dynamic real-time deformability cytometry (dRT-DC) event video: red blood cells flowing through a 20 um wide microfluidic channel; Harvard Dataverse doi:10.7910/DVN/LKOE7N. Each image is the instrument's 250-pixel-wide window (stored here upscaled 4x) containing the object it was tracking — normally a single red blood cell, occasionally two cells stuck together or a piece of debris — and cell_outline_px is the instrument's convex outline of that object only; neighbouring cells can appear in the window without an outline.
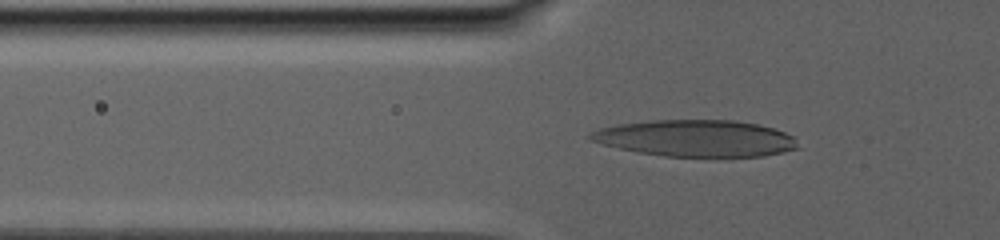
{"species": "human", "species_latin": "Homo sapiens", "temperature_condition": "warm", "stored_images_in_passage": 73, "camera_frame_rate_fps": 3000, "um_per_image_px": 0.085, "donor": {"sex": "male"}, "frame": {"image": 1, "passage_image": 61, "time_ms": 10.667, "image_size_px": [1000, 240], "cell_outline_px": [[800, 148], [784, 152], [764, 156], [664, 156], [636, 152], [588, 140], [588, 132], [600, 128], [620, 124], [652, 120], [732, 120], [756, 124], [772, 128], [784, 132], [792, 136]], "centroid_in_image_um": [59.13, 11.75], "position_along_channel_um": 66.7, "area_um2": 44.1}}
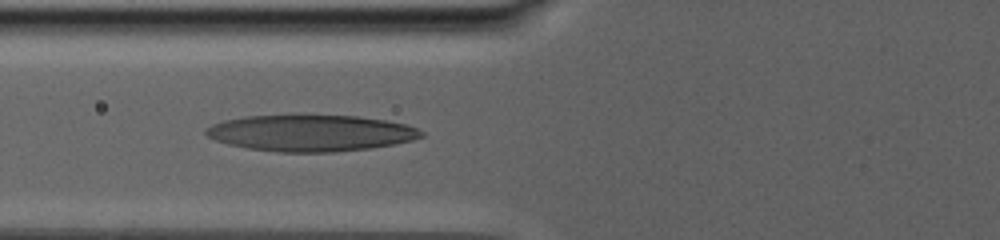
{"frame": {"image": 2, "passage_image": 72, "time_ms": 12.333, "image_size_px": [1000, 240], "cell_outline_px": [[424, 136], [412, 140], [372, 148], [336, 152], [280, 152], [248, 148], [228, 144], [216, 140], [208, 136], [204, 132], [204, 128], [212, 124], [224, 120], [244, 116], [292, 112], [300, 112], [356, 116], [384, 120], [404, 124], [416, 128], [424, 132]], "centroid_in_image_um": [26.36, 11.26], "position_along_channel_um": 99.4, "area_um2": 47.05}}